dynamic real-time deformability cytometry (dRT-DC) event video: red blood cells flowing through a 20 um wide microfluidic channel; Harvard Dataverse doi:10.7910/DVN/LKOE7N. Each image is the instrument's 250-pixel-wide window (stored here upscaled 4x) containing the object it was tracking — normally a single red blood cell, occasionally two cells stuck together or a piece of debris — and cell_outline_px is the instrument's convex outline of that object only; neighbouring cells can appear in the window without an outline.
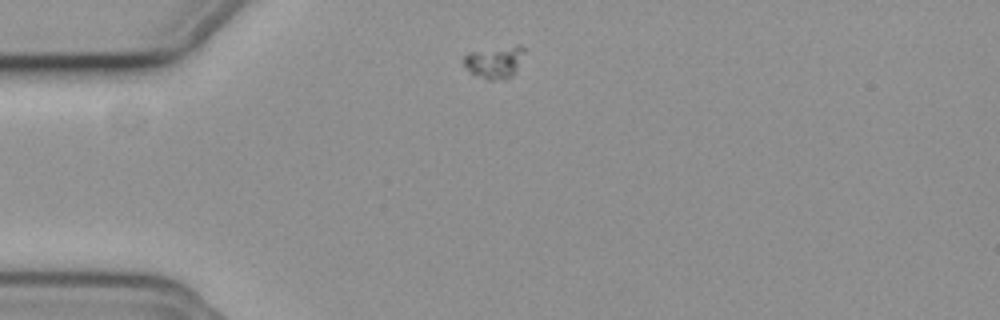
{"species": "common noctule bat (a hibernating species)", "species_latin": "Nyctalus noctula", "temperature_condition": "cold", "stored_images_in_passage": 44, "camera_frame_rate_fps": 3000, "um_per_image_px": 0.085, "animal": {"sex": "female", "body_mass_g": 19.3, "forearm_length_mm": 54.1}, "frame": {"image": 1, "passage_image": 1, "time_ms": 0.0, "image_size_px": [1000, 320], "cell_outline_px": [[528, 48], [516, 72], [512, 76], [492, 80], [488, 80], [472, 72], [464, 64], [464, 56], [468, 52], [516, 44], [520, 44]], "centroid_in_image_um": [42.14, 5.21], "position_along_channel_um": 42.9, "area_um2": 11.5}}
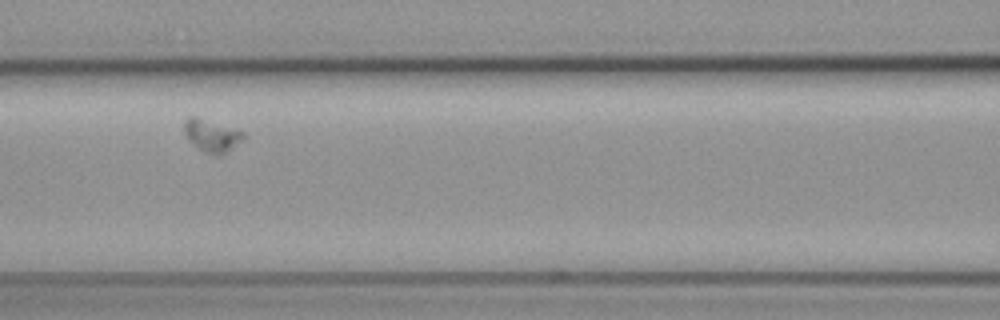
{"frame": {"image": 2, "passage_image": 12, "time_ms": 3.667, "image_size_px": [1000, 320], "cell_outline_px": [[244, 140], [224, 152], [216, 156], [204, 152], [188, 140], [184, 132], [184, 120], [188, 116], [196, 116], [244, 132]], "centroid_in_image_um": [17.96, 11.51], "position_along_channel_um": 148.6, "area_um2": 11.04}}
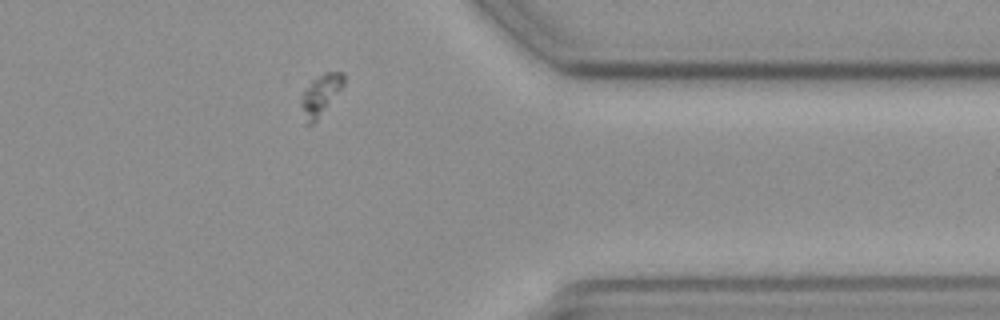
{"frame": {"image": 3, "passage_image": 33, "time_ms": 10.667, "image_size_px": [1000, 320], "cell_outline_px": [[344, 84], [316, 120], [312, 124], [304, 124], [300, 104], [300, 96], [312, 80], [324, 72], [344, 72]], "centroid_in_image_um": [27.2, 8.07], "position_along_channel_um": 384.2, "area_um2": 10.0}}